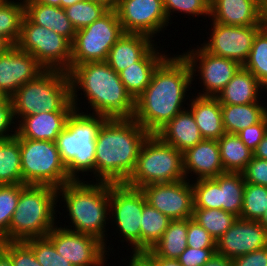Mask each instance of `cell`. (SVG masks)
<instances>
[{"instance_id":"obj_1","label":"cell","mask_w":267,"mask_h":266,"mask_svg":"<svg viewBox=\"0 0 267 266\" xmlns=\"http://www.w3.org/2000/svg\"><path fill=\"white\" fill-rule=\"evenodd\" d=\"M193 79L182 55L166 57L154 70L150 84L135 99L133 119L149 134H156L185 110L183 102L189 97L186 91Z\"/></svg>"},{"instance_id":"obj_2","label":"cell","mask_w":267,"mask_h":266,"mask_svg":"<svg viewBox=\"0 0 267 266\" xmlns=\"http://www.w3.org/2000/svg\"><path fill=\"white\" fill-rule=\"evenodd\" d=\"M149 135L133 118H107L95 142L96 181L125 183Z\"/></svg>"},{"instance_id":"obj_3","label":"cell","mask_w":267,"mask_h":266,"mask_svg":"<svg viewBox=\"0 0 267 266\" xmlns=\"http://www.w3.org/2000/svg\"><path fill=\"white\" fill-rule=\"evenodd\" d=\"M71 81V101L78 110L77 90L83 91L92 114L107 118H133L135 100L126 91L119 73L106 61L85 62L74 66L69 72ZM78 88V89H77Z\"/></svg>"},{"instance_id":"obj_4","label":"cell","mask_w":267,"mask_h":266,"mask_svg":"<svg viewBox=\"0 0 267 266\" xmlns=\"http://www.w3.org/2000/svg\"><path fill=\"white\" fill-rule=\"evenodd\" d=\"M85 182L80 179L72 180L57 188V196H62L61 201L65 202L73 225V229L72 226L71 229H65L93 235L104 242L105 226L110 214V183Z\"/></svg>"},{"instance_id":"obj_5","label":"cell","mask_w":267,"mask_h":266,"mask_svg":"<svg viewBox=\"0 0 267 266\" xmlns=\"http://www.w3.org/2000/svg\"><path fill=\"white\" fill-rule=\"evenodd\" d=\"M57 188L48 185H26L13 213L9 231L0 241H26L46 237L56 226ZM56 202V203H55Z\"/></svg>"},{"instance_id":"obj_6","label":"cell","mask_w":267,"mask_h":266,"mask_svg":"<svg viewBox=\"0 0 267 266\" xmlns=\"http://www.w3.org/2000/svg\"><path fill=\"white\" fill-rule=\"evenodd\" d=\"M106 119L104 115L80 113V108L74 109L67 118L55 143L72 180H79V172L90 171L95 176V142Z\"/></svg>"},{"instance_id":"obj_7","label":"cell","mask_w":267,"mask_h":266,"mask_svg":"<svg viewBox=\"0 0 267 266\" xmlns=\"http://www.w3.org/2000/svg\"><path fill=\"white\" fill-rule=\"evenodd\" d=\"M14 116L40 112H72L71 81L67 71L45 69L34 80L23 84L12 96Z\"/></svg>"},{"instance_id":"obj_8","label":"cell","mask_w":267,"mask_h":266,"mask_svg":"<svg viewBox=\"0 0 267 266\" xmlns=\"http://www.w3.org/2000/svg\"><path fill=\"white\" fill-rule=\"evenodd\" d=\"M186 179L183 153L164 143L156 134L143 142L134 171L126 185L142 188L155 183H174Z\"/></svg>"},{"instance_id":"obj_9","label":"cell","mask_w":267,"mask_h":266,"mask_svg":"<svg viewBox=\"0 0 267 266\" xmlns=\"http://www.w3.org/2000/svg\"><path fill=\"white\" fill-rule=\"evenodd\" d=\"M21 152L22 184L60 188L72 181L62 163L56 143L18 138Z\"/></svg>"},{"instance_id":"obj_10","label":"cell","mask_w":267,"mask_h":266,"mask_svg":"<svg viewBox=\"0 0 267 266\" xmlns=\"http://www.w3.org/2000/svg\"><path fill=\"white\" fill-rule=\"evenodd\" d=\"M16 46L31 54L45 69L70 71L71 42L54 31L33 23L26 15Z\"/></svg>"},{"instance_id":"obj_11","label":"cell","mask_w":267,"mask_h":266,"mask_svg":"<svg viewBox=\"0 0 267 266\" xmlns=\"http://www.w3.org/2000/svg\"><path fill=\"white\" fill-rule=\"evenodd\" d=\"M123 33L116 11H108L91 25L77 30L71 43L70 70L85 62L106 61Z\"/></svg>"},{"instance_id":"obj_12","label":"cell","mask_w":267,"mask_h":266,"mask_svg":"<svg viewBox=\"0 0 267 266\" xmlns=\"http://www.w3.org/2000/svg\"><path fill=\"white\" fill-rule=\"evenodd\" d=\"M147 203L140 188L125 183H110L109 212L121 236L132 245V252H141V220ZM112 210V211H111ZM134 247V248H133Z\"/></svg>"},{"instance_id":"obj_13","label":"cell","mask_w":267,"mask_h":266,"mask_svg":"<svg viewBox=\"0 0 267 266\" xmlns=\"http://www.w3.org/2000/svg\"><path fill=\"white\" fill-rule=\"evenodd\" d=\"M56 251L73 266H104L107 261L106 243L93 235L77 233L57 227L46 235Z\"/></svg>"},{"instance_id":"obj_14","label":"cell","mask_w":267,"mask_h":266,"mask_svg":"<svg viewBox=\"0 0 267 266\" xmlns=\"http://www.w3.org/2000/svg\"><path fill=\"white\" fill-rule=\"evenodd\" d=\"M197 48L182 53V56L188 62L192 76H196V71L200 74L199 78L202 79L205 92H199L198 96L216 97L242 65L233 59L215 56L202 46Z\"/></svg>"},{"instance_id":"obj_15","label":"cell","mask_w":267,"mask_h":266,"mask_svg":"<svg viewBox=\"0 0 267 266\" xmlns=\"http://www.w3.org/2000/svg\"><path fill=\"white\" fill-rule=\"evenodd\" d=\"M211 26L210 38L201 46L215 56L233 59L243 66L255 36L265 25L232 26L212 22Z\"/></svg>"},{"instance_id":"obj_16","label":"cell","mask_w":267,"mask_h":266,"mask_svg":"<svg viewBox=\"0 0 267 266\" xmlns=\"http://www.w3.org/2000/svg\"><path fill=\"white\" fill-rule=\"evenodd\" d=\"M116 12L124 33L154 38L169 24L163 0H120Z\"/></svg>"},{"instance_id":"obj_17","label":"cell","mask_w":267,"mask_h":266,"mask_svg":"<svg viewBox=\"0 0 267 266\" xmlns=\"http://www.w3.org/2000/svg\"><path fill=\"white\" fill-rule=\"evenodd\" d=\"M140 189L147 203L171 220L192 218L194 199L189 179L145 185Z\"/></svg>"},{"instance_id":"obj_18","label":"cell","mask_w":267,"mask_h":266,"mask_svg":"<svg viewBox=\"0 0 267 266\" xmlns=\"http://www.w3.org/2000/svg\"><path fill=\"white\" fill-rule=\"evenodd\" d=\"M267 246V231L259 221L237 218L216 241V253L230 260Z\"/></svg>"},{"instance_id":"obj_19","label":"cell","mask_w":267,"mask_h":266,"mask_svg":"<svg viewBox=\"0 0 267 266\" xmlns=\"http://www.w3.org/2000/svg\"><path fill=\"white\" fill-rule=\"evenodd\" d=\"M45 68L29 53L11 46L0 55V93L11 97L23 84L34 80Z\"/></svg>"},{"instance_id":"obj_20","label":"cell","mask_w":267,"mask_h":266,"mask_svg":"<svg viewBox=\"0 0 267 266\" xmlns=\"http://www.w3.org/2000/svg\"><path fill=\"white\" fill-rule=\"evenodd\" d=\"M212 22L232 26L266 25L256 0H210Z\"/></svg>"},{"instance_id":"obj_21","label":"cell","mask_w":267,"mask_h":266,"mask_svg":"<svg viewBox=\"0 0 267 266\" xmlns=\"http://www.w3.org/2000/svg\"><path fill=\"white\" fill-rule=\"evenodd\" d=\"M183 168L186 179L191 172L198 175L195 179L214 178L225 173L218 141L203 139L183 152Z\"/></svg>"},{"instance_id":"obj_22","label":"cell","mask_w":267,"mask_h":266,"mask_svg":"<svg viewBox=\"0 0 267 266\" xmlns=\"http://www.w3.org/2000/svg\"><path fill=\"white\" fill-rule=\"evenodd\" d=\"M72 112H40L18 120L16 137L32 140H45L55 142L57 136L63 131L67 118Z\"/></svg>"},{"instance_id":"obj_23","label":"cell","mask_w":267,"mask_h":266,"mask_svg":"<svg viewBox=\"0 0 267 266\" xmlns=\"http://www.w3.org/2000/svg\"><path fill=\"white\" fill-rule=\"evenodd\" d=\"M156 135L182 153L204 139L189 109L178 113Z\"/></svg>"},{"instance_id":"obj_24","label":"cell","mask_w":267,"mask_h":266,"mask_svg":"<svg viewBox=\"0 0 267 266\" xmlns=\"http://www.w3.org/2000/svg\"><path fill=\"white\" fill-rule=\"evenodd\" d=\"M154 40L143 34L123 33L111 47L106 62L116 72L138 62L153 46Z\"/></svg>"},{"instance_id":"obj_25","label":"cell","mask_w":267,"mask_h":266,"mask_svg":"<svg viewBox=\"0 0 267 266\" xmlns=\"http://www.w3.org/2000/svg\"><path fill=\"white\" fill-rule=\"evenodd\" d=\"M152 47L138 62L119 72V77L126 91L135 100L150 84L152 74L157 66L167 57Z\"/></svg>"},{"instance_id":"obj_26","label":"cell","mask_w":267,"mask_h":266,"mask_svg":"<svg viewBox=\"0 0 267 266\" xmlns=\"http://www.w3.org/2000/svg\"><path fill=\"white\" fill-rule=\"evenodd\" d=\"M266 89L257 78L243 66L218 93L220 104L245 105L259 102V94ZM261 90V91H260ZM259 92V93H258Z\"/></svg>"},{"instance_id":"obj_27","label":"cell","mask_w":267,"mask_h":266,"mask_svg":"<svg viewBox=\"0 0 267 266\" xmlns=\"http://www.w3.org/2000/svg\"><path fill=\"white\" fill-rule=\"evenodd\" d=\"M189 109L204 139L218 140L226 132L222 121L221 104L216 97L196 96ZM191 106V107H190Z\"/></svg>"},{"instance_id":"obj_28","label":"cell","mask_w":267,"mask_h":266,"mask_svg":"<svg viewBox=\"0 0 267 266\" xmlns=\"http://www.w3.org/2000/svg\"><path fill=\"white\" fill-rule=\"evenodd\" d=\"M24 6L25 15L33 23L62 35L72 43L76 29L63 8L36 2H24Z\"/></svg>"},{"instance_id":"obj_29","label":"cell","mask_w":267,"mask_h":266,"mask_svg":"<svg viewBox=\"0 0 267 266\" xmlns=\"http://www.w3.org/2000/svg\"><path fill=\"white\" fill-rule=\"evenodd\" d=\"M259 102L245 105L221 104L222 121L226 133L237 134L259 123L267 115V106Z\"/></svg>"},{"instance_id":"obj_30","label":"cell","mask_w":267,"mask_h":266,"mask_svg":"<svg viewBox=\"0 0 267 266\" xmlns=\"http://www.w3.org/2000/svg\"><path fill=\"white\" fill-rule=\"evenodd\" d=\"M220 156L225 172L242 173L253 157L237 134L225 133L218 140Z\"/></svg>"},{"instance_id":"obj_31","label":"cell","mask_w":267,"mask_h":266,"mask_svg":"<svg viewBox=\"0 0 267 266\" xmlns=\"http://www.w3.org/2000/svg\"><path fill=\"white\" fill-rule=\"evenodd\" d=\"M188 219L171 220L161 239L151 251L161 258L178 259L187 248Z\"/></svg>"},{"instance_id":"obj_32","label":"cell","mask_w":267,"mask_h":266,"mask_svg":"<svg viewBox=\"0 0 267 266\" xmlns=\"http://www.w3.org/2000/svg\"><path fill=\"white\" fill-rule=\"evenodd\" d=\"M220 186V209L240 217L245 181L242 173L225 172L213 178Z\"/></svg>"},{"instance_id":"obj_33","label":"cell","mask_w":267,"mask_h":266,"mask_svg":"<svg viewBox=\"0 0 267 266\" xmlns=\"http://www.w3.org/2000/svg\"><path fill=\"white\" fill-rule=\"evenodd\" d=\"M22 184L20 142L16 136L0 140V185Z\"/></svg>"},{"instance_id":"obj_34","label":"cell","mask_w":267,"mask_h":266,"mask_svg":"<svg viewBox=\"0 0 267 266\" xmlns=\"http://www.w3.org/2000/svg\"><path fill=\"white\" fill-rule=\"evenodd\" d=\"M171 219L151 207L148 203L144 205L141 220V252L151 248L161 239L169 226Z\"/></svg>"},{"instance_id":"obj_35","label":"cell","mask_w":267,"mask_h":266,"mask_svg":"<svg viewBox=\"0 0 267 266\" xmlns=\"http://www.w3.org/2000/svg\"><path fill=\"white\" fill-rule=\"evenodd\" d=\"M24 15V1L3 0L0 3V36L12 46L19 40Z\"/></svg>"},{"instance_id":"obj_36","label":"cell","mask_w":267,"mask_h":266,"mask_svg":"<svg viewBox=\"0 0 267 266\" xmlns=\"http://www.w3.org/2000/svg\"><path fill=\"white\" fill-rule=\"evenodd\" d=\"M238 217L222 209H193L192 219L217 241Z\"/></svg>"},{"instance_id":"obj_37","label":"cell","mask_w":267,"mask_h":266,"mask_svg":"<svg viewBox=\"0 0 267 266\" xmlns=\"http://www.w3.org/2000/svg\"><path fill=\"white\" fill-rule=\"evenodd\" d=\"M243 67L267 87V24L254 38L252 49Z\"/></svg>"},{"instance_id":"obj_38","label":"cell","mask_w":267,"mask_h":266,"mask_svg":"<svg viewBox=\"0 0 267 266\" xmlns=\"http://www.w3.org/2000/svg\"><path fill=\"white\" fill-rule=\"evenodd\" d=\"M267 210V186L245 183L241 219L259 221Z\"/></svg>"},{"instance_id":"obj_39","label":"cell","mask_w":267,"mask_h":266,"mask_svg":"<svg viewBox=\"0 0 267 266\" xmlns=\"http://www.w3.org/2000/svg\"><path fill=\"white\" fill-rule=\"evenodd\" d=\"M64 10L76 31L91 25L109 11L103 5L89 0L79 1Z\"/></svg>"},{"instance_id":"obj_40","label":"cell","mask_w":267,"mask_h":266,"mask_svg":"<svg viewBox=\"0 0 267 266\" xmlns=\"http://www.w3.org/2000/svg\"><path fill=\"white\" fill-rule=\"evenodd\" d=\"M196 181V182H195ZM193 187V209H218L220 210L219 184L213 178L196 179Z\"/></svg>"},{"instance_id":"obj_41","label":"cell","mask_w":267,"mask_h":266,"mask_svg":"<svg viewBox=\"0 0 267 266\" xmlns=\"http://www.w3.org/2000/svg\"><path fill=\"white\" fill-rule=\"evenodd\" d=\"M26 184L0 185V239L9 231L21 190Z\"/></svg>"},{"instance_id":"obj_42","label":"cell","mask_w":267,"mask_h":266,"mask_svg":"<svg viewBox=\"0 0 267 266\" xmlns=\"http://www.w3.org/2000/svg\"><path fill=\"white\" fill-rule=\"evenodd\" d=\"M32 250L41 266H73L60 255L47 237L32 238L24 241Z\"/></svg>"},{"instance_id":"obj_43","label":"cell","mask_w":267,"mask_h":266,"mask_svg":"<svg viewBox=\"0 0 267 266\" xmlns=\"http://www.w3.org/2000/svg\"><path fill=\"white\" fill-rule=\"evenodd\" d=\"M168 21L172 12L178 11L193 16L206 15L210 17V0H163Z\"/></svg>"},{"instance_id":"obj_44","label":"cell","mask_w":267,"mask_h":266,"mask_svg":"<svg viewBox=\"0 0 267 266\" xmlns=\"http://www.w3.org/2000/svg\"><path fill=\"white\" fill-rule=\"evenodd\" d=\"M0 247L10 256L13 266H41L24 241H0Z\"/></svg>"},{"instance_id":"obj_45","label":"cell","mask_w":267,"mask_h":266,"mask_svg":"<svg viewBox=\"0 0 267 266\" xmlns=\"http://www.w3.org/2000/svg\"><path fill=\"white\" fill-rule=\"evenodd\" d=\"M187 246L195 249L216 248V241L206 229L192 218H189Z\"/></svg>"},{"instance_id":"obj_46","label":"cell","mask_w":267,"mask_h":266,"mask_svg":"<svg viewBox=\"0 0 267 266\" xmlns=\"http://www.w3.org/2000/svg\"><path fill=\"white\" fill-rule=\"evenodd\" d=\"M242 175L245 183L267 186V160L253 156Z\"/></svg>"},{"instance_id":"obj_47","label":"cell","mask_w":267,"mask_h":266,"mask_svg":"<svg viewBox=\"0 0 267 266\" xmlns=\"http://www.w3.org/2000/svg\"><path fill=\"white\" fill-rule=\"evenodd\" d=\"M14 119L15 116L11 97H3L0 99V140L16 136V128L12 125L15 124ZM11 125L15 131H12V128H10ZM9 129H11V131Z\"/></svg>"},{"instance_id":"obj_48","label":"cell","mask_w":267,"mask_h":266,"mask_svg":"<svg viewBox=\"0 0 267 266\" xmlns=\"http://www.w3.org/2000/svg\"><path fill=\"white\" fill-rule=\"evenodd\" d=\"M267 133V115L257 124L242 129L237 133L242 142L254 151Z\"/></svg>"},{"instance_id":"obj_49","label":"cell","mask_w":267,"mask_h":266,"mask_svg":"<svg viewBox=\"0 0 267 266\" xmlns=\"http://www.w3.org/2000/svg\"><path fill=\"white\" fill-rule=\"evenodd\" d=\"M216 253V248L195 249L188 247L177 259L182 266H203Z\"/></svg>"},{"instance_id":"obj_50","label":"cell","mask_w":267,"mask_h":266,"mask_svg":"<svg viewBox=\"0 0 267 266\" xmlns=\"http://www.w3.org/2000/svg\"><path fill=\"white\" fill-rule=\"evenodd\" d=\"M232 266H267V246L231 260Z\"/></svg>"},{"instance_id":"obj_51","label":"cell","mask_w":267,"mask_h":266,"mask_svg":"<svg viewBox=\"0 0 267 266\" xmlns=\"http://www.w3.org/2000/svg\"><path fill=\"white\" fill-rule=\"evenodd\" d=\"M128 266H155L144 252H133Z\"/></svg>"},{"instance_id":"obj_52","label":"cell","mask_w":267,"mask_h":266,"mask_svg":"<svg viewBox=\"0 0 267 266\" xmlns=\"http://www.w3.org/2000/svg\"><path fill=\"white\" fill-rule=\"evenodd\" d=\"M144 253L153 261L155 266H182L177 259L157 257L151 250Z\"/></svg>"},{"instance_id":"obj_53","label":"cell","mask_w":267,"mask_h":266,"mask_svg":"<svg viewBox=\"0 0 267 266\" xmlns=\"http://www.w3.org/2000/svg\"><path fill=\"white\" fill-rule=\"evenodd\" d=\"M203 266H232V261L223 255L215 253Z\"/></svg>"},{"instance_id":"obj_54","label":"cell","mask_w":267,"mask_h":266,"mask_svg":"<svg viewBox=\"0 0 267 266\" xmlns=\"http://www.w3.org/2000/svg\"><path fill=\"white\" fill-rule=\"evenodd\" d=\"M253 156L267 160V133L261 140L257 148L253 151Z\"/></svg>"},{"instance_id":"obj_55","label":"cell","mask_w":267,"mask_h":266,"mask_svg":"<svg viewBox=\"0 0 267 266\" xmlns=\"http://www.w3.org/2000/svg\"><path fill=\"white\" fill-rule=\"evenodd\" d=\"M89 1L103 5L109 11H116L120 0H89Z\"/></svg>"},{"instance_id":"obj_56","label":"cell","mask_w":267,"mask_h":266,"mask_svg":"<svg viewBox=\"0 0 267 266\" xmlns=\"http://www.w3.org/2000/svg\"><path fill=\"white\" fill-rule=\"evenodd\" d=\"M0 266H13L10 256L0 247Z\"/></svg>"},{"instance_id":"obj_57","label":"cell","mask_w":267,"mask_h":266,"mask_svg":"<svg viewBox=\"0 0 267 266\" xmlns=\"http://www.w3.org/2000/svg\"><path fill=\"white\" fill-rule=\"evenodd\" d=\"M24 2H36L45 5L61 7V0H23Z\"/></svg>"},{"instance_id":"obj_58","label":"cell","mask_w":267,"mask_h":266,"mask_svg":"<svg viewBox=\"0 0 267 266\" xmlns=\"http://www.w3.org/2000/svg\"><path fill=\"white\" fill-rule=\"evenodd\" d=\"M12 45L0 36V55L4 54Z\"/></svg>"},{"instance_id":"obj_59","label":"cell","mask_w":267,"mask_h":266,"mask_svg":"<svg viewBox=\"0 0 267 266\" xmlns=\"http://www.w3.org/2000/svg\"><path fill=\"white\" fill-rule=\"evenodd\" d=\"M256 3H257V6L259 7L260 11L267 18V0H256Z\"/></svg>"},{"instance_id":"obj_60","label":"cell","mask_w":267,"mask_h":266,"mask_svg":"<svg viewBox=\"0 0 267 266\" xmlns=\"http://www.w3.org/2000/svg\"><path fill=\"white\" fill-rule=\"evenodd\" d=\"M79 1H82V0H61V8H67Z\"/></svg>"},{"instance_id":"obj_61","label":"cell","mask_w":267,"mask_h":266,"mask_svg":"<svg viewBox=\"0 0 267 266\" xmlns=\"http://www.w3.org/2000/svg\"><path fill=\"white\" fill-rule=\"evenodd\" d=\"M260 224L265 228V230L267 231V210L266 212L263 214L262 218L259 220Z\"/></svg>"}]
</instances>
